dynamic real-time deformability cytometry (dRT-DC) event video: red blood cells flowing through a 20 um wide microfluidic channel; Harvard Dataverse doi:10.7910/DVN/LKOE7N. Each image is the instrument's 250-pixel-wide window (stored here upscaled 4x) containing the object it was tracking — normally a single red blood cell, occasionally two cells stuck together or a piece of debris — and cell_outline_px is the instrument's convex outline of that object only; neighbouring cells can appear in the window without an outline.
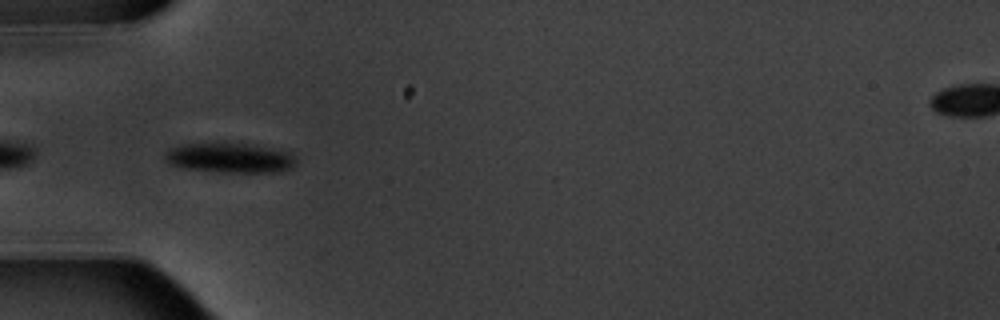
{"species": "common noctule bat (a hibernating species)", "species_latin": "Nyctalus noctula", "temperature_condition": "warm", "stored_images_in_passage": 6, "camera_frame_rate_fps": 3000, "um_per_image_px": 0.085, "animal": {"sex": "male", "body_mass_g": 20.1, "forearm_length_mm": 53.5}, "frame": {"image": 1, "passage_image": 5, "time_ms": 4.667, "image_size_px": [1000, 320], "cell_outline_px": [[296, 164], [292, 168], [280, 172], [220, 172], [180, 168], [168, 164], [164, 160], [164, 152], [172, 148], [184, 144], [212, 140], [224, 140], [256, 144], [292, 152], [296, 156]], "centroid_in_image_um": [19.53, 13.37], "position_along_channel_um": 65.5, "area_um2": 24.33}}
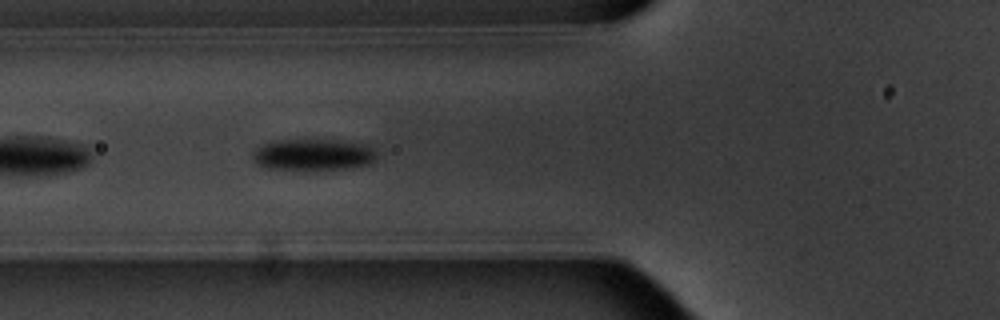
{"frame": {"image": 2, "passage_image": 6, "time_ms": 5.667, "image_size_px": [1000, 320], "cell_outline_px": [[376, 156], [368, 164], [348, 168], [264, 168], [256, 164], [252, 160], [252, 152], [256, 148], [264, 144], [284, 140], [328, 140], [364, 144], [372, 148], [376, 152]], "centroid_in_image_um": [26.57, 13.13], "position_along_channel_um": 99.2, "area_um2": 21.96}}